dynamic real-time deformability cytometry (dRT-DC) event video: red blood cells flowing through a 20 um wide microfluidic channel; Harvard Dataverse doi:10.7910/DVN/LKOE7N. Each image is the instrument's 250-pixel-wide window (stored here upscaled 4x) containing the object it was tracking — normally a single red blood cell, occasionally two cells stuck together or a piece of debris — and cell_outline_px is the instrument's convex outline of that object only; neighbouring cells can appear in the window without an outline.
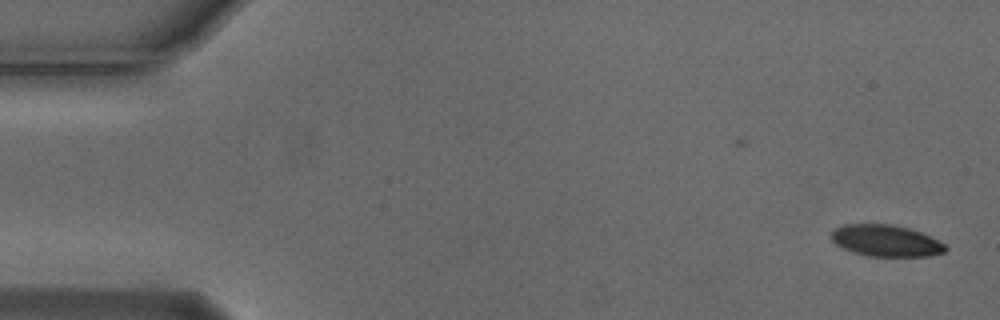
{"species": "Egyptian fruit bat (a non-hibernating species)", "species_latin": "Rousettus aegyptiacus", "temperature_condition": "cold", "stored_images_in_passage": 2, "camera_frame_rate_fps": 3000, "um_per_image_px": 0.085, "animal": {"sex": "male"}, "frame": {"image": 1, "passage_image": 2, "time_ms": 0.333, "image_size_px": [1000, 320], "cell_outline_px": [[948, 248], [944, 252], [928, 256], [868, 256], [852, 252], [836, 244], [832, 240], [832, 232], [836, 228], [844, 224], [888, 224], [908, 228], [920, 232], [944, 244]], "centroid_in_image_um": [75.28, 20.46], "position_along_channel_um": 9.7, "area_um2": 20.69}}